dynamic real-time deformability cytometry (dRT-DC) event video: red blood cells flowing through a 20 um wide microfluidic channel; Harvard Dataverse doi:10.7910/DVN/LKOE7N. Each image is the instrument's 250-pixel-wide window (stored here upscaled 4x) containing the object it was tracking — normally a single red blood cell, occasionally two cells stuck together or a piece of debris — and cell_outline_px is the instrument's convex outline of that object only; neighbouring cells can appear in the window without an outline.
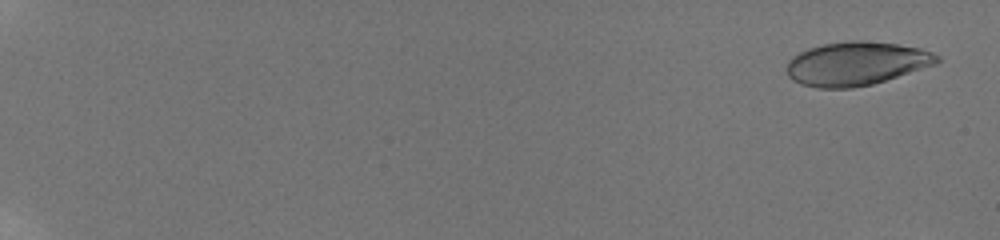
{"species": "human", "species_latin": "Homo sapiens", "temperature_condition": "room temperature", "stored_images_in_passage": 8, "camera_frame_rate_fps": 3000, "um_per_image_px": 0.085, "donor": {"sex": "male"}, "frame": {"image": 1, "passage_image": 2, "time_ms": 0.667, "image_size_px": [1000, 240], "cell_outline_px": [[940, 60], [936, 64], [872, 84], [852, 88], [816, 88], [800, 84], [792, 80], [788, 76], [788, 60], [792, 56], [808, 48], [824, 44], [852, 40], [864, 40], [896, 44], [920, 48], [932, 52], [940, 56]], "centroid_in_image_um": [72.77, 5.4], "position_along_channel_um": 12.2, "area_um2": 38.15}}